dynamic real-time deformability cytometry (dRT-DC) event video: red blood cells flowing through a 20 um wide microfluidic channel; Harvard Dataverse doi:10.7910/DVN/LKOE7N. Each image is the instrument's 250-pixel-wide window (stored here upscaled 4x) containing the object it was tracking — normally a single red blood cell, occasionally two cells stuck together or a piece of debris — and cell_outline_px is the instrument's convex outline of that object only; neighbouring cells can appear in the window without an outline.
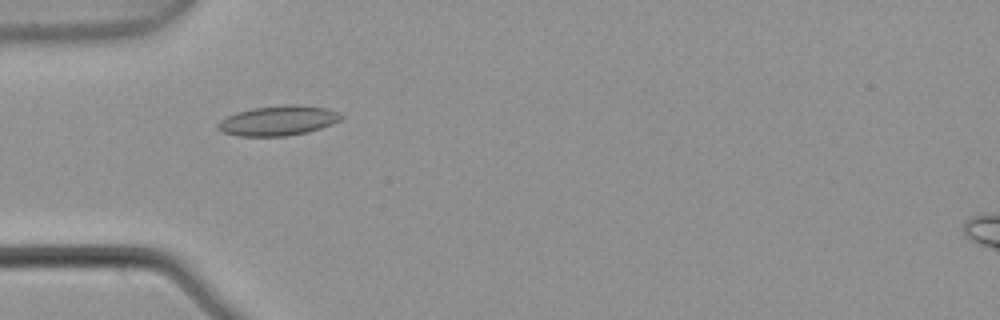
{"species": "common noctule bat (a hibernating species)", "species_latin": "Nyctalus noctula", "temperature_condition": "warm", "stored_images_in_passage": 5, "camera_frame_rate_fps": 3000, "um_per_image_px": 0.085, "animal": {"sex": "male", "body_mass_g": 21.5, "forearm_length_mm": 52.0}, "frame": {"image": 1, "passage_image": 2, "time_ms": 0.333, "image_size_px": [1000, 320], "cell_outline_px": [[344, 116], [340, 120], [332, 124], [308, 132], [288, 136], [236, 136], [224, 132], [216, 128], [216, 124], [220, 120], [236, 112], [252, 108], [284, 104], [296, 104], [328, 108], [340, 112]], "centroid_in_image_um": [23.66, 10.24], "position_along_channel_um": 61.3, "area_um2": 21.73}}
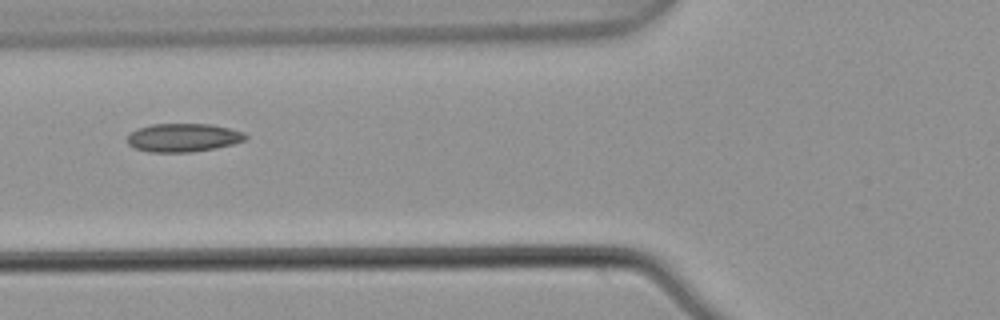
{"frame": {"image": 2, "passage_image": 3, "time_ms": 0.667, "image_size_px": [1000, 320], "cell_outline_px": [[248, 140], [216, 148], [192, 152], [152, 152], [136, 148], [128, 144], [128, 136], [136, 128], [152, 124], [212, 124], [244, 132], [248, 136]], "centroid_in_image_um": [15.61, 11.69], "position_along_channel_um": 110.2, "area_um2": 19.59}}
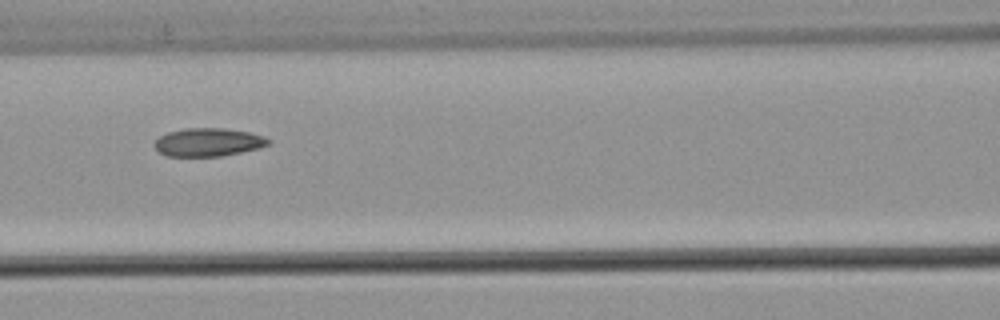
{"frame": {"image": 3, "passage_image": 4, "time_ms": 1.0, "image_size_px": [1000, 320], "cell_outline_px": [[272, 144], [260, 148], [220, 156], [168, 156], [160, 152], [152, 144], [160, 136], [168, 132], [184, 128], [224, 128], [248, 132], [264, 136], [272, 140]], "centroid_in_image_um": [17.73, 12.08], "position_along_channel_um": 148.9, "area_um2": 18.79}}